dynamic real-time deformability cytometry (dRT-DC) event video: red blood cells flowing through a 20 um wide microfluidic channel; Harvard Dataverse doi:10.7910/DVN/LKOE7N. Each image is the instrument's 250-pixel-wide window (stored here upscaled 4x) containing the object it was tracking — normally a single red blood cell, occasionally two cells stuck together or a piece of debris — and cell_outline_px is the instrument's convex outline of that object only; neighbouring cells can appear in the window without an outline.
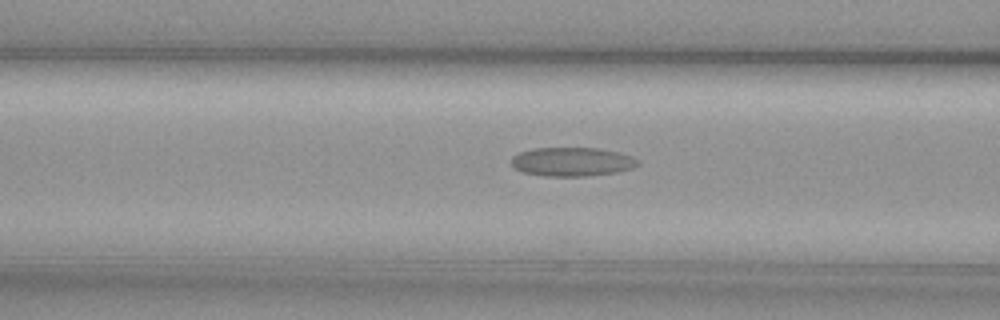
{"species": "common noctule bat (a hibernating species)", "species_latin": "Nyctalus noctula", "temperature_condition": "cold", "stored_images_in_passage": 41, "camera_frame_rate_fps": 3000, "um_per_image_px": 0.085, "animal": {"sex": "female", "body_mass_g": 29.2, "forearm_length_mm": 56.3}, "frame": {"image": 1, "passage_image": 11, "time_ms": 3.333, "image_size_px": [1000, 320], "cell_outline_px": [[640, 164], [632, 168], [616, 172], [584, 176], [544, 176], [520, 172], [512, 164], [512, 156], [520, 152], [532, 148], [596, 148], [616, 152], [632, 156], [640, 160]], "centroid_in_image_um": [48.62, 13.75], "position_along_channel_um": 118.0, "area_um2": 21.27}}
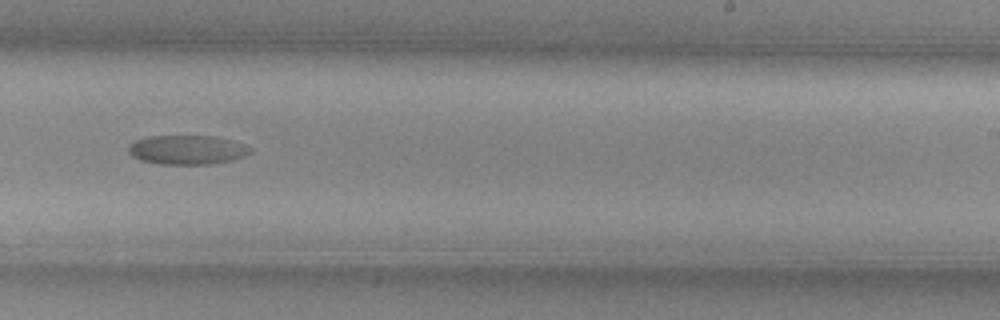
{"frame": {"image": 2, "passage_image": 25, "time_ms": 8.0, "image_size_px": [1000, 320], "cell_outline_px": [[252, 152], [244, 156], [232, 160], [208, 164], [160, 164], [140, 160], [132, 156], [128, 152], [128, 148], [136, 140], [148, 136], [212, 136], [244, 144], [252, 148]], "centroid_in_image_um": [15.9, 12.74], "position_along_channel_um": 273.1, "area_um2": 20.58}}
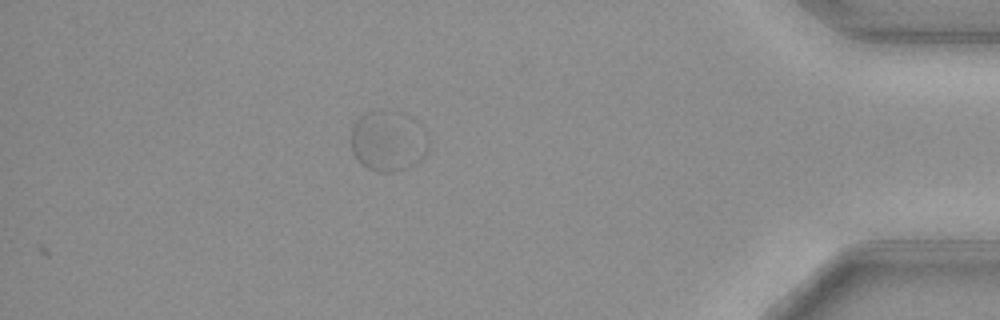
{"frame": {"image": 3, "passage_image": 41, "time_ms": 13.333, "image_size_px": [1000, 320], "cell_outline_px": [[428, 148], [424, 156], [420, 160], [404, 168], [392, 172], [380, 172], [368, 168], [360, 164], [356, 160], [352, 152], [352, 124], [364, 112], [376, 108], [380, 108], [428, 136]], "centroid_in_image_um": [32.84, 12.07], "position_along_channel_um": 402.4, "area_um2": 25.89}, "authors_computed_cell_mechanics": {"area_um2": 21.1548, "velocity_mm_per_s": 3.3272, "shape_relaxation_time_tau1_ms": 3.6942, "shape_relaxation_time_tau2_ms": null, "deformation_change_tau1": 0.0618, "deformation_change_tau2": null}}